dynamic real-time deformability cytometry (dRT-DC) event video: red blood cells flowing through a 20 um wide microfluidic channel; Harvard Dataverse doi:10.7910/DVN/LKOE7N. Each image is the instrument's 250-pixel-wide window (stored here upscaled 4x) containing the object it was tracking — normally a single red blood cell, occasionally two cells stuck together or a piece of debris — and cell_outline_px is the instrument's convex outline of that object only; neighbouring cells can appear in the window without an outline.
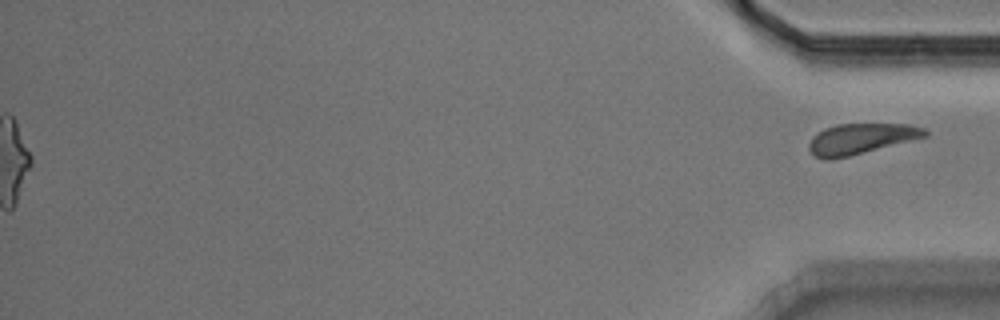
{"species": "Egyptian fruit bat (a non-hibernating species)", "species_latin": "Rousettus aegyptiacus", "temperature_condition": "warm", "stored_images_in_passage": 56, "segment_of_instrument_passage": [2, 2], "camera_frame_rate_fps": 3000, "um_per_image_px": 0.085, "animal": {"sex": "male"}, "frame": {"image": 1, "passage_image": 56, "time_ms": 18.333, "image_size_px": [1000, 320], "cell_outline_px": [[928, 136], [832, 160], [824, 160], [816, 156], [808, 148], [808, 144], [812, 136], [816, 132], [824, 128], [836, 124], [908, 124], [924, 128], [928, 132]], "centroid_in_image_um": [73.13, 11.79], "position_along_channel_um": 362.1, "area_um2": 20.63}}